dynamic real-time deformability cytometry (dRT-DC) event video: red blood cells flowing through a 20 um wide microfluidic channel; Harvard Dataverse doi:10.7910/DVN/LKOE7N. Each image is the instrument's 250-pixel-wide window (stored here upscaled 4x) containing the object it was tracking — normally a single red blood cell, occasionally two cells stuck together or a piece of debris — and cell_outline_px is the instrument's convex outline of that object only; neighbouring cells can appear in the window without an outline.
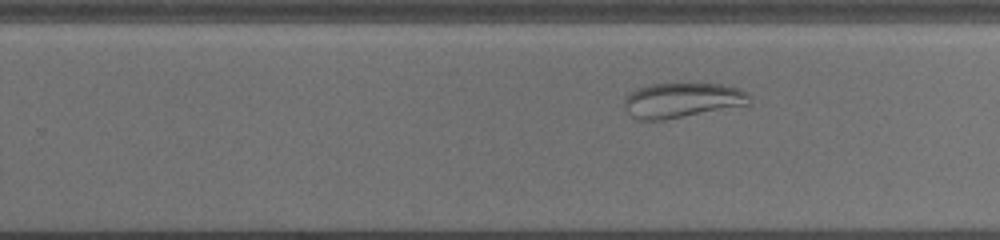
{"species": "common noctule bat (a hibernating species)", "species_latin": "Nyctalus noctula", "temperature_condition": "cold", "stored_images_in_passage": 41, "camera_frame_rate_fps": 3000, "um_per_image_px": 0.085, "animal": {"sex": "female", "body_mass_g": 19.5, "forearm_length_mm": 54.1}, "frame": {"image": 1, "passage_image": 23, "time_ms": 7.333, "image_size_px": [1000, 240], "cell_outline_px": [[752, 104], [664, 120], [640, 120], [632, 116], [628, 112], [624, 104], [624, 100], [636, 88], [648, 84], [720, 84], [740, 88], [748, 92]], "centroid_in_image_um": [58.02, 8.52], "position_along_channel_um": 271.8, "area_um2": 25.49}}
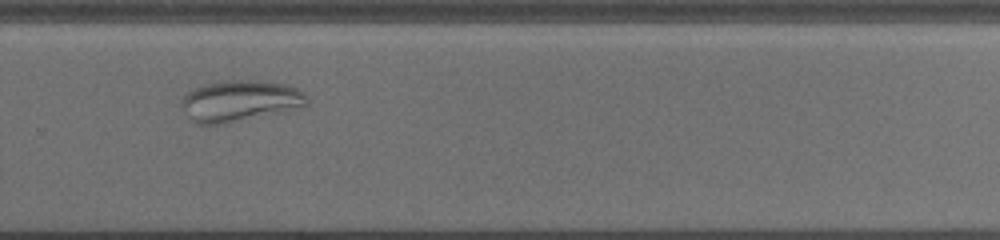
{"frame": {"image": 2, "passage_image": 26, "time_ms": 8.333, "image_size_px": [1000, 240], "cell_outline_px": [[308, 104], [280, 112], [224, 124], [196, 124], [188, 116], [184, 108], [184, 96], [188, 92], [204, 84], [224, 80], [260, 80], [288, 84], [304, 92], [308, 96]], "centroid_in_image_um": [20.44, 8.56], "position_along_channel_um": 309.4, "area_um2": 29.82}}
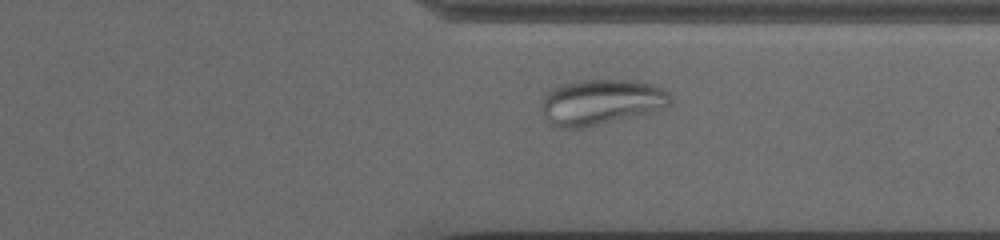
{"frame": {"image": 3, "passage_image": 30, "time_ms": 9.667, "image_size_px": [1000, 240], "cell_outline_px": [[672, 100], [668, 104], [648, 112], [632, 116], [580, 128], [560, 128], [552, 124], [548, 120], [544, 112], [544, 100], [548, 92], [560, 84], [576, 80], [632, 80], [652, 84], [664, 88], [668, 92]], "centroid_in_image_um": [51.1, 8.64], "position_along_channel_um": 360.3, "area_um2": 33.29}}